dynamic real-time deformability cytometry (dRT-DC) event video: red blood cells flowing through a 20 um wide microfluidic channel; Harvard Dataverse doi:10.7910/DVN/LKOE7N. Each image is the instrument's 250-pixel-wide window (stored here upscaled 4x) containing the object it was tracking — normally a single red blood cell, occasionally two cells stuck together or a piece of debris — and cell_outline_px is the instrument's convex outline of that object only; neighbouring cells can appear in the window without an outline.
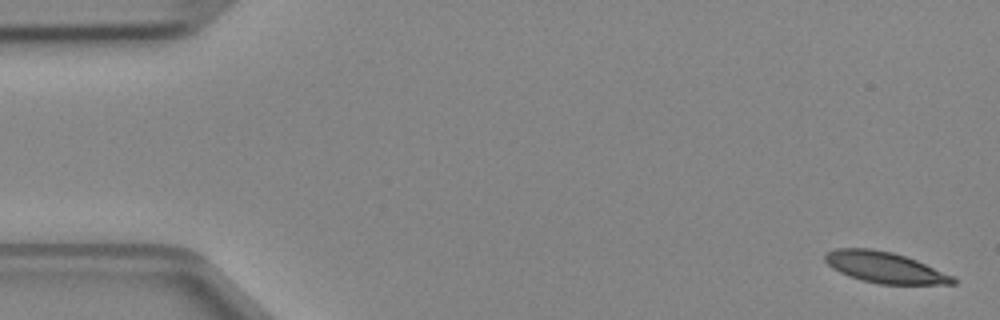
{"species": "Egyptian fruit bat (a non-hibernating species)", "species_latin": "Rousettus aegyptiacus", "temperature_condition": "cold", "stored_images_in_passage": 5, "camera_frame_rate_fps": 3000, "um_per_image_px": 0.085, "animal": {"sex": "female"}, "frame": {"image": 1, "passage_image": 1, "time_ms": 0.0, "image_size_px": [1000, 320], "cell_outline_px": [[956, 284], [880, 284], [848, 276], [832, 268], [824, 260], [824, 256], [828, 252], [836, 248], [872, 248], [892, 252], [916, 260], [952, 276], [956, 280]], "centroid_in_image_um": [75.17, 22.72], "position_along_channel_um": 9.8, "area_um2": 22.83}}
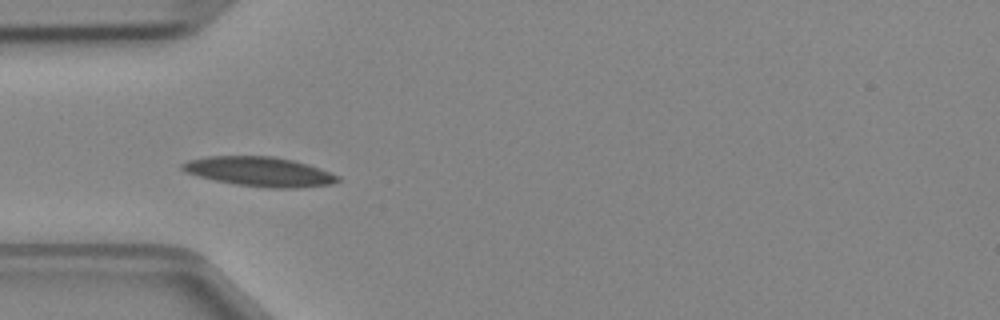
{"frame": {"image": 2, "passage_image": 4, "time_ms": 1.0, "image_size_px": [1000, 320], "cell_outline_px": [[340, 180], [332, 184], [300, 188], [268, 188], [236, 184], [216, 180], [184, 172], [180, 168], [180, 164], [188, 160], [208, 156], [276, 156], [308, 164], [320, 168], [340, 176]], "centroid_in_image_um": [22.08, 14.58], "position_along_channel_um": 62.9, "area_um2": 26.82}}